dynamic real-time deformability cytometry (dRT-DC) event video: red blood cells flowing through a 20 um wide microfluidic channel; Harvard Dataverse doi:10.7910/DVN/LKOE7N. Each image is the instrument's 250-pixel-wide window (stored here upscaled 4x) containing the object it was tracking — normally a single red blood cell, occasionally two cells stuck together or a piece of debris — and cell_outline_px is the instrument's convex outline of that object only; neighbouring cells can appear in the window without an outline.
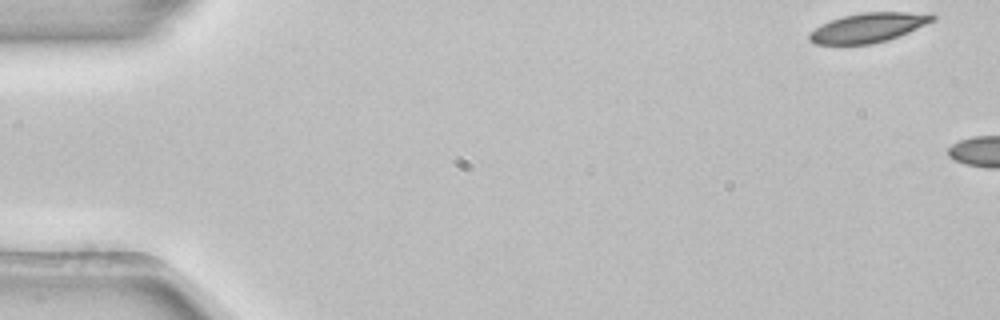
{"species": "common noctule bat (a hibernating species)", "species_latin": "Nyctalus noctula", "temperature_condition": "room temperature", "stored_images_in_passage": 2, "camera_frame_rate_fps": 3000, "um_per_image_px": 0.085, "animal": {"sex": "female", "body_mass_g": 22.7, "forearm_length_mm": 54.2}, "frame": {"image": 1, "passage_image": 1, "time_ms": 0.0, "image_size_px": [1000, 320], "cell_outline_px": [[936, 20], [908, 32], [888, 40], [872, 44], [816, 44], [808, 40], [808, 32], [820, 24], [844, 16], [860, 12], [932, 12], [936, 16]], "centroid_in_image_um": [73.83, 2.33], "position_along_channel_um": 11.2, "area_um2": 21.39}}